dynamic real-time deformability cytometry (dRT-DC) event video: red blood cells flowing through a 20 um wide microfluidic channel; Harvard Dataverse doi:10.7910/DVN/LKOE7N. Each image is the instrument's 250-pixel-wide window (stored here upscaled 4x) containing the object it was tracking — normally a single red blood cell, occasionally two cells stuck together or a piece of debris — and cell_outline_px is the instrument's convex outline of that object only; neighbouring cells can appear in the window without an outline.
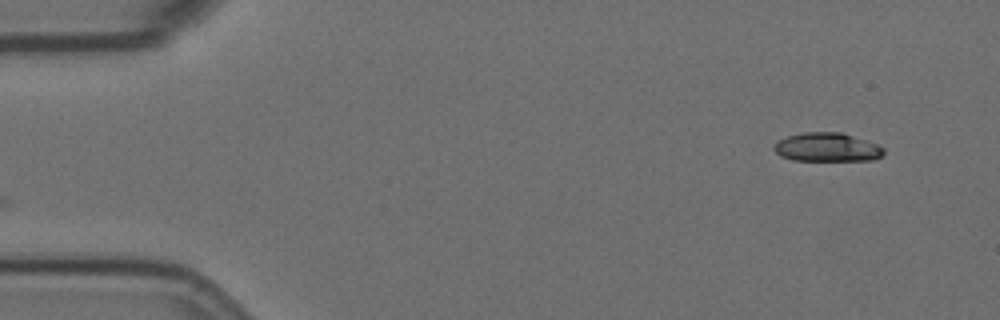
{"species": "Egyptian fruit bat (a non-hibernating species)", "species_latin": "Rousettus aegyptiacus", "temperature_condition": "room temperature", "stored_images_in_passage": 46, "camera_frame_rate_fps": 3000, "um_per_image_px": 0.085, "animal": {"sex": "female"}, "frame": {"image": 1, "passage_image": 1, "time_ms": 0.0, "image_size_px": [1000, 320], "cell_outline_px": [[884, 156], [872, 160], [792, 160], [780, 156], [772, 148], [776, 140], [788, 136], [804, 132], [840, 132], [876, 144], [884, 148]], "centroid_in_image_um": [70.27, 12.52], "position_along_channel_um": 14.7, "area_um2": 18.38}}
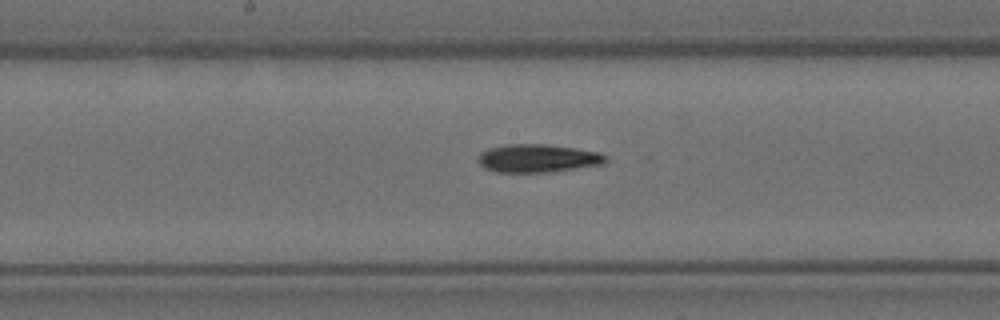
{"frame": {"image": 2, "passage_image": 26, "time_ms": 8.333, "image_size_px": [1000, 320], "cell_outline_px": [[608, 160], [604, 164], [552, 172], [496, 172], [484, 168], [480, 164], [480, 152], [488, 148], [508, 144], [544, 144], [576, 148], [600, 152], [608, 156]], "centroid_in_image_um": [45.76, 13.45], "position_along_channel_um": 202.4, "area_um2": 21.04}}
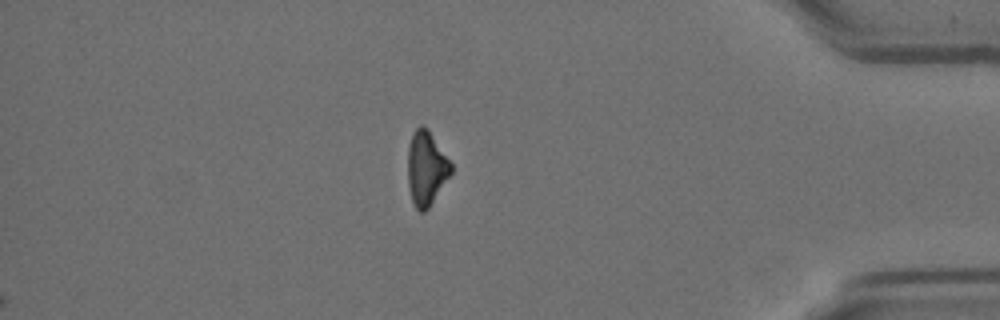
{"frame": {"image": 3, "passage_image": 46, "time_ms": 15.0, "image_size_px": [1000, 320], "cell_outline_px": [[452, 172], [428, 208], [424, 212], [420, 212], [416, 208], [412, 200], [408, 184], [408, 148], [412, 132], [420, 124], [428, 128], [452, 164]], "centroid_in_image_um": [36.22, 14.27], "position_along_channel_um": 399.0, "area_um2": 18.61}}